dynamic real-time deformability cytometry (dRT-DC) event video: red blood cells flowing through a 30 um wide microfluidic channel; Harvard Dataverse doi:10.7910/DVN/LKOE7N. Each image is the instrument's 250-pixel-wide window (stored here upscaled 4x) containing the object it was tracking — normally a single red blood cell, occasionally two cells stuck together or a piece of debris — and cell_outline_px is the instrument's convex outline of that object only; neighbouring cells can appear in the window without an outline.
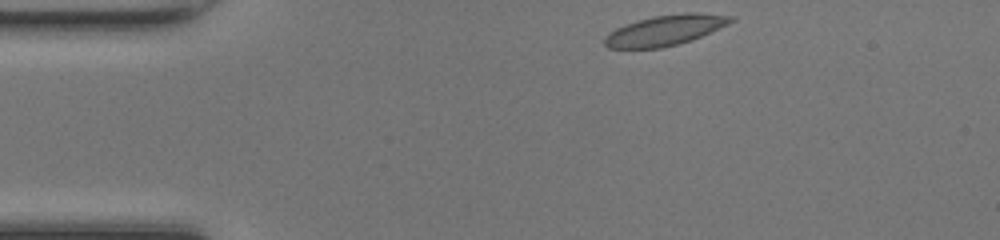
{"species": "common noctule bat (a hibernating species)", "species_latin": "Nyctalus noctula", "temperature_condition": "room temperature", "stored_images_in_passage": 7, "camera_frame_rate_fps": 3000, "um_per_image_px": 0.085, "animal": {"sex": "female", "body_mass_g": 17.0, "forearm_length_mm": 48.0}, "frame": {"image": 1, "passage_image": 1, "time_ms": 0.0, "image_size_px": [1000, 240], "cell_outline_px": [[736, 20], [720, 28], [692, 40], [660, 48], [608, 48], [604, 44], [604, 36], [616, 28], [652, 16], [684, 12], [696, 12], [736, 16]], "centroid_in_image_um": [56.59, 2.56], "position_along_channel_um": 28.4, "area_um2": 22.37}}